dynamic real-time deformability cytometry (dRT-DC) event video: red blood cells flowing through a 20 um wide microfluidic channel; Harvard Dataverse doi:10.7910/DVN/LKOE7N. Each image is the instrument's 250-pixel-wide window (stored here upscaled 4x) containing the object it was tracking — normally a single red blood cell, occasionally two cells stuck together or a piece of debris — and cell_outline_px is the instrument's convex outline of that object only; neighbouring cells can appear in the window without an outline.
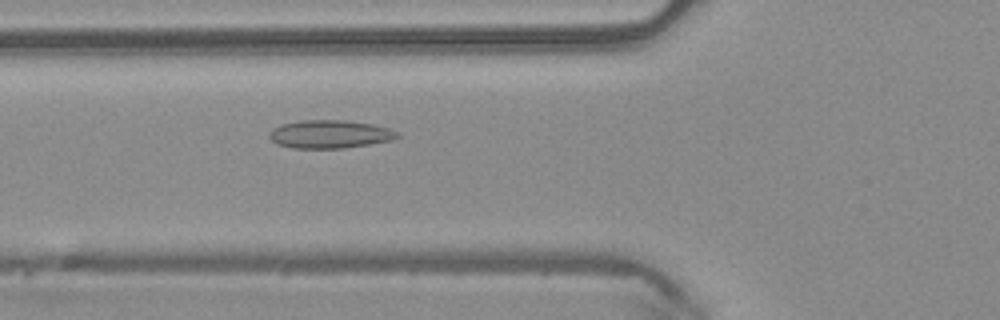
{"species": "common noctule bat (a hibernating species)", "species_latin": "Nyctalus noctula", "temperature_condition": "warm", "stored_images_in_passage": 38, "camera_frame_rate_fps": 3000, "um_per_image_px": 0.085, "animal": {"sex": "male", "body_mass_g": 20.4}, "frame": {"image": 1, "passage_image": 7, "time_ms": 2.0, "image_size_px": [1000, 320], "cell_outline_px": [[400, 136], [392, 140], [344, 148], [292, 148], [276, 144], [268, 136], [268, 132], [272, 128], [280, 124], [304, 120], [344, 120], [372, 124], [388, 128], [396, 132]], "centroid_in_image_um": [27.98, 11.4], "position_along_channel_um": 97.8, "area_um2": 20.98}}
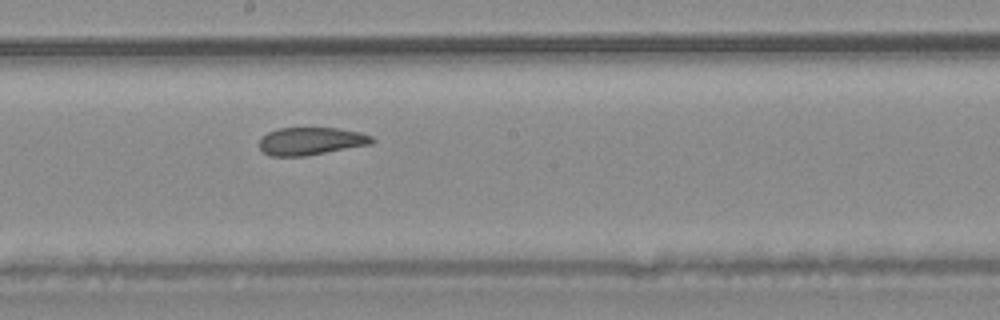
{"frame": {"image": 2, "passage_image": 16, "time_ms": 5.0, "image_size_px": [1000, 320], "cell_outline_px": [[376, 140], [372, 144], [304, 156], [272, 156], [264, 152], [260, 148], [260, 140], [268, 132], [280, 128], [336, 128], [360, 132], [372, 136]], "centroid_in_image_um": [26.47, 11.99], "position_along_channel_um": 221.7, "area_um2": 18.03}}
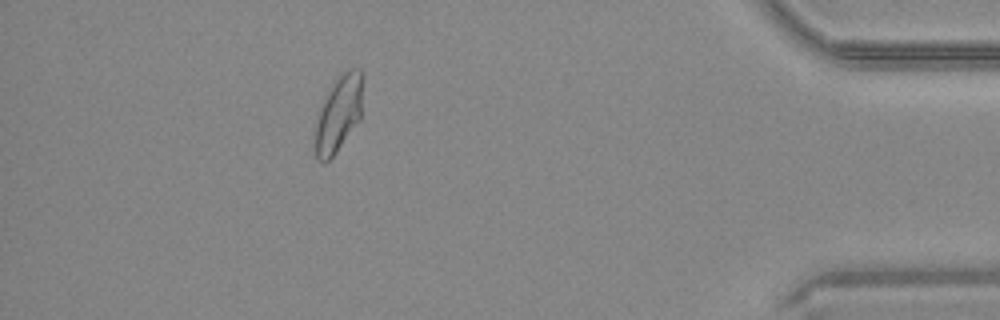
{"frame": {"image": 3, "passage_image": 33, "time_ms": 10.667, "image_size_px": [1000, 320], "cell_outline_px": [[364, 76], [360, 120], [336, 152], [324, 164], [316, 156], [316, 124], [320, 108], [336, 76], [340, 72], [352, 68], [360, 68]], "centroid_in_image_um": [28.83, 9.59], "position_along_channel_um": 406.4, "area_um2": 21.15}}